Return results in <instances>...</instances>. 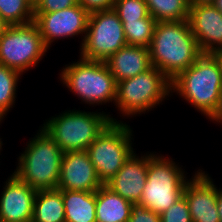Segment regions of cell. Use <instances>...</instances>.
I'll list each match as a JSON object with an SVG mask.
<instances>
[{
    "mask_svg": "<svg viewBox=\"0 0 222 222\" xmlns=\"http://www.w3.org/2000/svg\"><path fill=\"white\" fill-rule=\"evenodd\" d=\"M3 184L0 194V221L31 222L37 191L13 173Z\"/></svg>",
    "mask_w": 222,
    "mask_h": 222,
    "instance_id": "5bb4252c",
    "label": "cell"
},
{
    "mask_svg": "<svg viewBox=\"0 0 222 222\" xmlns=\"http://www.w3.org/2000/svg\"><path fill=\"white\" fill-rule=\"evenodd\" d=\"M122 165V168L105 185L122 198L139 203L147 180L149 151L136 153Z\"/></svg>",
    "mask_w": 222,
    "mask_h": 222,
    "instance_id": "2e32d148",
    "label": "cell"
},
{
    "mask_svg": "<svg viewBox=\"0 0 222 222\" xmlns=\"http://www.w3.org/2000/svg\"><path fill=\"white\" fill-rule=\"evenodd\" d=\"M132 129L126 122H111L86 149L103 185L110 181L136 151L133 148Z\"/></svg>",
    "mask_w": 222,
    "mask_h": 222,
    "instance_id": "ba28073f",
    "label": "cell"
},
{
    "mask_svg": "<svg viewBox=\"0 0 222 222\" xmlns=\"http://www.w3.org/2000/svg\"><path fill=\"white\" fill-rule=\"evenodd\" d=\"M78 4V0H36L34 13H49L70 8Z\"/></svg>",
    "mask_w": 222,
    "mask_h": 222,
    "instance_id": "4316f807",
    "label": "cell"
},
{
    "mask_svg": "<svg viewBox=\"0 0 222 222\" xmlns=\"http://www.w3.org/2000/svg\"><path fill=\"white\" fill-rule=\"evenodd\" d=\"M20 79L22 74L0 64V114L4 117L15 107Z\"/></svg>",
    "mask_w": 222,
    "mask_h": 222,
    "instance_id": "603a6c76",
    "label": "cell"
},
{
    "mask_svg": "<svg viewBox=\"0 0 222 222\" xmlns=\"http://www.w3.org/2000/svg\"><path fill=\"white\" fill-rule=\"evenodd\" d=\"M168 97H171V81L151 66L135 77L116 83L114 106L123 119H130L160 107Z\"/></svg>",
    "mask_w": 222,
    "mask_h": 222,
    "instance_id": "8992f818",
    "label": "cell"
},
{
    "mask_svg": "<svg viewBox=\"0 0 222 222\" xmlns=\"http://www.w3.org/2000/svg\"><path fill=\"white\" fill-rule=\"evenodd\" d=\"M3 119L5 120V117L2 114H0V125L2 124V122H4Z\"/></svg>",
    "mask_w": 222,
    "mask_h": 222,
    "instance_id": "8d00e7d4",
    "label": "cell"
},
{
    "mask_svg": "<svg viewBox=\"0 0 222 222\" xmlns=\"http://www.w3.org/2000/svg\"><path fill=\"white\" fill-rule=\"evenodd\" d=\"M128 222H161L160 215L140 203H133Z\"/></svg>",
    "mask_w": 222,
    "mask_h": 222,
    "instance_id": "83f0119b",
    "label": "cell"
},
{
    "mask_svg": "<svg viewBox=\"0 0 222 222\" xmlns=\"http://www.w3.org/2000/svg\"><path fill=\"white\" fill-rule=\"evenodd\" d=\"M214 54L217 56V58H218V60H219V62L221 64V67H222V50L217 51Z\"/></svg>",
    "mask_w": 222,
    "mask_h": 222,
    "instance_id": "e575fe53",
    "label": "cell"
},
{
    "mask_svg": "<svg viewBox=\"0 0 222 222\" xmlns=\"http://www.w3.org/2000/svg\"><path fill=\"white\" fill-rule=\"evenodd\" d=\"M104 62L116 83L135 77L152 66L149 48L132 45L123 46Z\"/></svg>",
    "mask_w": 222,
    "mask_h": 222,
    "instance_id": "e0dca14e",
    "label": "cell"
},
{
    "mask_svg": "<svg viewBox=\"0 0 222 222\" xmlns=\"http://www.w3.org/2000/svg\"><path fill=\"white\" fill-rule=\"evenodd\" d=\"M3 146V141H2V138L0 137V155H1V151H2V147Z\"/></svg>",
    "mask_w": 222,
    "mask_h": 222,
    "instance_id": "d590c367",
    "label": "cell"
},
{
    "mask_svg": "<svg viewBox=\"0 0 222 222\" xmlns=\"http://www.w3.org/2000/svg\"><path fill=\"white\" fill-rule=\"evenodd\" d=\"M188 23L201 53L222 50V13L213 4L190 5Z\"/></svg>",
    "mask_w": 222,
    "mask_h": 222,
    "instance_id": "9a60e30c",
    "label": "cell"
},
{
    "mask_svg": "<svg viewBox=\"0 0 222 222\" xmlns=\"http://www.w3.org/2000/svg\"><path fill=\"white\" fill-rule=\"evenodd\" d=\"M113 9L121 21H137L149 14L145 0H115Z\"/></svg>",
    "mask_w": 222,
    "mask_h": 222,
    "instance_id": "d4e9b609",
    "label": "cell"
},
{
    "mask_svg": "<svg viewBox=\"0 0 222 222\" xmlns=\"http://www.w3.org/2000/svg\"><path fill=\"white\" fill-rule=\"evenodd\" d=\"M12 172L36 191L56 189L64 152L41 127L29 138Z\"/></svg>",
    "mask_w": 222,
    "mask_h": 222,
    "instance_id": "3957f363",
    "label": "cell"
},
{
    "mask_svg": "<svg viewBox=\"0 0 222 222\" xmlns=\"http://www.w3.org/2000/svg\"><path fill=\"white\" fill-rule=\"evenodd\" d=\"M65 222H96V192L61 190Z\"/></svg>",
    "mask_w": 222,
    "mask_h": 222,
    "instance_id": "d6986e66",
    "label": "cell"
},
{
    "mask_svg": "<svg viewBox=\"0 0 222 222\" xmlns=\"http://www.w3.org/2000/svg\"><path fill=\"white\" fill-rule=\"evenodd\" d=\"M148 48L151 65L170 81L202 54L188 20L157 22Z\"/></svg>",
    "mask_w": 222,
    "mask_h": 222,
    "instance_id": "6da1fadb",
    "label": "cell"
},
{
    "mask_svg": "<svg viewBox=\"0 0 222 222\" xmlns=\"http://www.w3.org/2000/svg\"><path fill=\"white\" fill-rule=\"evenodd\" d=\"M222 92V67L215 54L202 53L195 63L171 81L177 94L208 120L216 111Z\"/></svg>",
    "mask_w": 222,
    "mask_h": 222,
    "instance_id": "7a4b0ae2",
    "label": "cell"
},
{
    "mask_svg": "<svg viewBox=\"0 0 222 222\" xmlns=\"http://www.w3.org/2000/svg\"><path fill=\"white\" fill-rule=\"evenodd\" d=\"M7 26H8V24L0 16V35L5 31Z\"/></svg>",
    "mask_w": 222,
    "mask_h": 222,
    "instance_id": "d6a6232c",
    "label": "cell"
},
{
    "mask_svg": "<svg viewBox=\"0 0 222 222\" xmlns=\"http://www.w3.org/2000/svg\"><path fill=\"white\" fill-rule=\"evenodd\" d=\"M31 222H65L64 203L60 189L37 191Z\"/></svg>",
    "mask_w": 222,
    "mask_h": 222,
    "instance_id": "ffe728a7",
    "label": "cell"
},
{
    "mask_svg": "<svg viewBox=\"0 0 222 222\" xmlns=\"http://www.w3.org/2000/svg\"><path fill=\"white\" fill-rule=\"evenodd\" d=\"M102 185L86 151L63 154L57 189L96 192Z\"/></svg>",
    "mask_w": 222,
    "mask_h": 222,
    "instance_id": "4fadbf2b",
    "label": "cell"
},
{
    "mask_svg": "<svg viewBox=\"0 0 222 222\" xmlns=\"http://www.w3.org/2000/svg\"><path fill=\"white\" fill-rule=\"evenodd\" d=\"M161 222H192L185 197L179 198L172 206L160 214Z\"/></svg>",
    "mask_w": 222,
    "mask_h": 222,
    "instance_id": "484cf974",
    "label": "cell"
},
{
    "mask_svg": "<svg viewBox=\"0 0 222 222\" xmlns=\"http://www.w3.org/2000/svg\"><path fill=\"white\" fill-rule=\"evenodd\" d=\"M218 190L209 173L202 169L195 171L186 181L183 196L192 222H220L217 208Z\"/></svg>",
    "mask_w": 222,
    "mask_h": 222,
    "instance_id": "7c38bea8",
    "label": "cell"
},
{
    "mask_svg": "<svg viewBox=\"0 0 222 222\" xmlns=\"http://www.w3.org/2000/svg\"><path fill=\"white\" fill-rule=\"evenodd\" d=\"M104 111L65 110L45 119L42 127L64 152L86 151L111 122H124ZM118 120V121H117Z\"/></svg>",
    "mask_w": 222,
    "mask_h": 222,
    "instance_id": "277c9868",
    "label": "cell"
},
{
    "mask_svg": "<svg viewBox=\"0 0 222 222\" xmlns=\"http://www.w3.org/2000/svg\"><path fill=\"white\" fill-rule=\"evenodd\" d=\"M0 16L8 25H24L34 20L32 0H0Z\"/></svg>",
    "mask_w": 222,
    "mask_h": 222,
    "instance_id": "cb8c5ba5",
    "label": "cell"
},
{
    "mask_svg": "<svg viewBox=\"0 0 222 222\" xmlns=\"http://www.w3.org/2000/svg\"><path fill=\"white\" fill-rule=\"evenodd\" d=\"M47 51L34 22L8 25L0 35V64L22 75L38 67Z\"/></svg>",
    "mask_w": 222,
    "mask_h": 222,
    "instance_id": "9c48e42d",
    "label": "cell"
},
{
    "mask_svg": "<svg viewBox=\"0 0 222 222\" xmlns=\"http://www.w3.org/2000/svg\"><path fill=\"white\" fill-rule=\"evenodd\" d=\"M215 0H189L190 5H207L213 4Z\"/></svg>",
    "mask_w": 222,
    "mask_h": 222,
    "instance_id": "1f68e13d",
    "label": "cell"
},
{
    "mask_svg": "<svg viewBox=\"0 0 222 222\" xmlns=\"http://www.w3.org/2000/svg\"><path fill=\"white\" fill-rule=\"evenodd\" d=\"M213 5L218 11L222 13V0H215Z\"/></svg>",
    "mask_w": 222,
    "mask_h": 222,
    "instance_id": "836d02e7",
    "label": "cell"
},
{
    "mask_svg": "<svg viewBox=\"0 0 222 222\" xmlns=\"http://www.w3.org/2000/svg\"><path fill=\"white\" fill-rule=\"evenodd\" d=\"M148 13L157 22L188 20L189 0H145Z\"/></svg>",
    "mask_w": 222,
    "mask_h": 222,
    "instance_id": "44dd1931",
    "label": "cell"
},
{
    "mask_svg": "<svg viewBox=\"0 0 222 222\" xmlns=\"http://www.w3.org/2000/svg\"><path fill=\"white\" fill-rule=\"evenodd\" d=\"M90 13L80 4L49 13H34L33 22L38 27L45 46L50 50L59 39L81 36L84 40Z\"/></svg>",
    "mask_w": 222,
    "mask_h": 222,
    "instance_id": "8fae6325",
    "label": "cell"
},
{
    "mask_svg": "<svg viewBox=\"0 0 222 222\" xmlns=\"http://www.w3.org/2000/svg\"><path fill=\"white\" fill-rule=\"evenodd\" d=\"M217 208L219 213L220 222H222V188L219 187L217 194Z\"/></svg>",
    "mask_w": 222,
    "mask_h": 222,
    "instance_id": "4dcf8cb0",
    "label": "cell"
},
{
    "mask_svg": "<svg viewBox=\"0 0 222 222\" xmlns=\"http://www.w3.org/2000/svg\"><path fill=\"white\" fill-rule=\"evenodd\" d=\"M132 204L102 185L96 191V222H128Z\"/></svg>",
    "mask_w": 222,
    "mask_h": 222,
    "instance_id": "ac0fdd59",
    "label": "cell"
},
{
    "mask_svg": "<svg viewBox=\"0 0 222 222\" xmlns=\"http://www.w3.org/2000/svg\"><path fill=\"white\" fill-rule=\"evenodd\" d=\"M63 67L59 80L78 100L92 107L110 102L114 104L116 82L104 61L80 57L77 62L72 61Z\"/></svg>",
    "mask_w": 222,
    "mask_h": 222,
    "instance_id": "5b68a950",
    "label": "cell"
},
{
    "mask_svg": "<svg viewBox=\"0 0 222 222\" xmlns=\"http://www.w3.org/2000/svg\"><path fill=\"white\" fill-rule=\"evenodd\" d=\"M127 45L148 48L151 44L157 21L148 14L137 21H121Z\"/></svg>",
    "mask_w": 222,
    "mask_h": 222,
    "instance_id": "7402d4cb",
    "label": "cell"
},
{
    "mask_svg": "<svg viewBox=\"0 0 222 222\" xmlns=\"http://www.w3.org/2000/svg\"><path fill=\"white\" fill-rule=\"evenodd\" d=\"M210 122L212 121L215 124H221L222 125V92L219 99V104L216 109V111L212 114V116L209 118Z\"/></svg>",
    "mask_w": 222,
    "mask_h": 222,
    "instance_id": "f546056e",
    "label": "cell"
},
{
    "mask_svg": "<svg viewBox=\"0 0 222 222\" xmlns=\"http://www.w3.org/2000/svg\"><path fill=\"white\" fill-rule=\"evenodd\" d=\"M127 45L123 23L112 9L90 13L88 27L81 44L79 57L86 60L106 61Z\"/></svg>",
    "mask_w": 222,
    "mask_h": 222,
    "instance_id": "30bf717a",
    "label": "cell"
},
{
    "mask_svg": "<svg viewBox=\"0 0 222 222\" xmlns=\"http://www.w3.org/2000/svg\"><path fill=\"white\" fill-rule=\"evenodd\" d=\"M114 2L115 0H78V4L89 13L112 9Z\"/></svg>",
    "mask_w": 222,
    "mask_h": 222,
    "instance_id": "f1b7e54d",
    "label": "cell"
},
{
    "mask_svg": "<svg viewBox=\"0 0 222 222\" xmlns=\"http://www.w3.org/2000/svg\"><path fill=\"white\" fill-rule=\"evenodd\" d=\"M174 160L168 155L149 152L147 180L139 203L159 215L183 196L188 180L189 173Z\"/></svg>",
    "mask_w": 222,
    "mask_h": 222,
    "instance_id": "52a82bcc",
    "label": "cell"
}]
</instances>
